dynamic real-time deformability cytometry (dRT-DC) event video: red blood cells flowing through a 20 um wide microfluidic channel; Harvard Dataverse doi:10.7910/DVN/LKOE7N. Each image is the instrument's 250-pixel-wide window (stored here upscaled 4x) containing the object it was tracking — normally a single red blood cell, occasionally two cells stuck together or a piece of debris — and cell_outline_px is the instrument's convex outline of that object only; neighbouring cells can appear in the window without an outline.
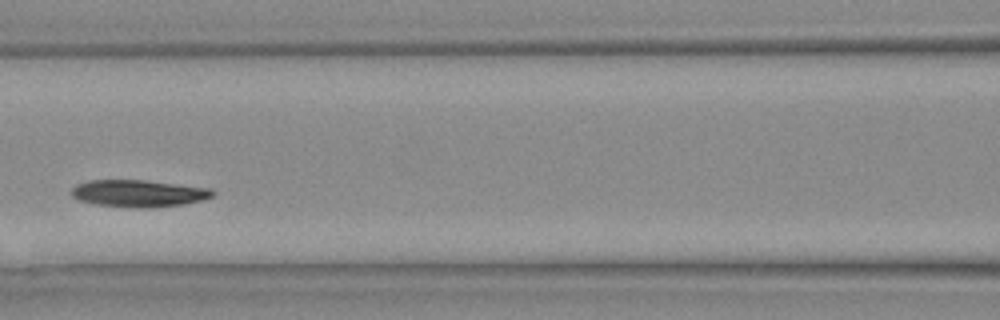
{"species": "Egyptian fruit bat (a non-hibernating species)", "species_latin": "Rousettus aegyptiacus", "temperature_condition": "warm", "stored_images_in_passage": 11, "camera_frame_rate_fps": 3000, "um_per_image_px": 0.085, "animal": {"sex": "female"}, "frame": {"image": 1, "passage_image": 8, "time_ms": 2.333, "image_size_px": [1000, 320], "cell_outline_px": [[216, 196], [204, 200], [184, 204], [152, 208], [132, 208], [96, 204], [80, 200], [72, 196], [72, 188], [76, 184], [88, 180], [144, 180], [212, 188], [216, 192]], "centroid_in_image_um": [11.85, 16.44], "position_along_channel_um": 154.8, "area_um2": 22.54}}